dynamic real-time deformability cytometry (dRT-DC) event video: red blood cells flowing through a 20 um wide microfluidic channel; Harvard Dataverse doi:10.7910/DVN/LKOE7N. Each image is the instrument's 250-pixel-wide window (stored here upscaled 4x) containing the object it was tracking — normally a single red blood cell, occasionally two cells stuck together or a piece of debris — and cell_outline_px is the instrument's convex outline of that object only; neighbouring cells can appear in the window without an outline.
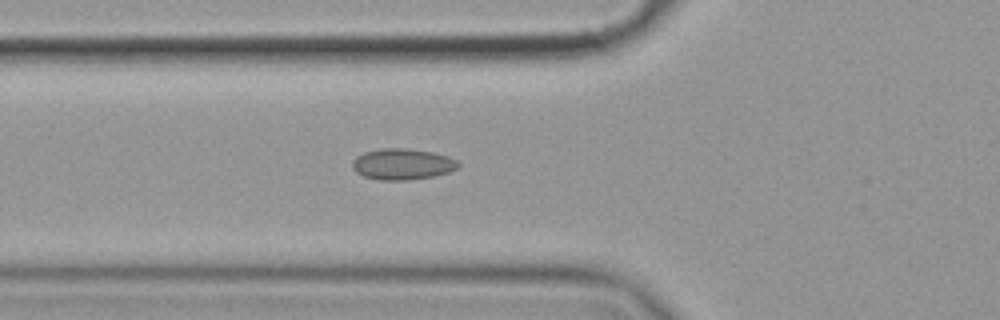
{"species": "common noctule bat (a hibernating species)", "species_latin": "Nyctalus noctula", "temperature_condition": "cold", "stored_images_in_passage": 38, "camera_frame_rate_fps": 3000, "um_per_image_px": 0.085, "animal": {"sex": "female", "body_mass_g": 19.9}, "frame": {"image": 1, "passage_image": 2, "time_ms": 0.333, "image_size_px": [1000, 320], "cell_outline_px": [[460, 164], [456, 168], [448, 172], [432, 176], [408, 180], [380, 180], [364, 176], [356, 172], [352, 168], [352, 160], [356, 156], [364, 152], [380, 148], [404, 148], [432, 152], [448, 156], [456, 160]], "centroid_in_image_um": [34.16, 13.94], "position_along_channel_um": 91.6, "area_um2": 19.13}}
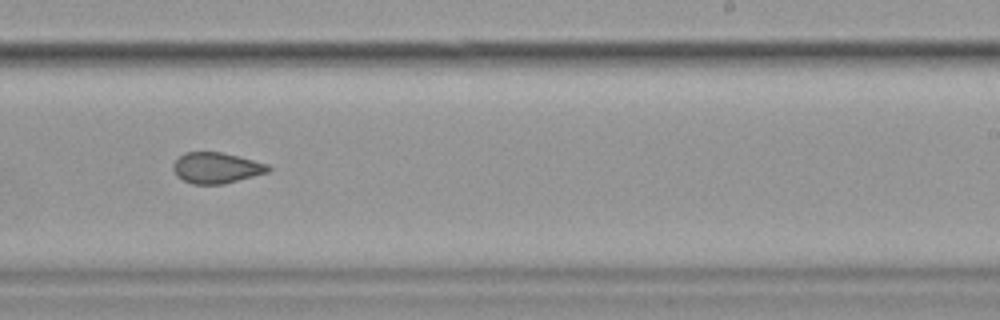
{"frame": {"image": 2, "passage_image": 17, "time_ms": 5.333, "image_size_px": [1000, 320], "cell_outline_px": [[272, 168], [268, 172], [224, 184], [192, 184], [176, 176], [172, 168], [172, 164], [184, 152], [220, 152], [268, 164]], "centroid_in_image_um": [18.36, 14.27], "position_along_channel_um": 270.6, "area_um2": 16.99}}
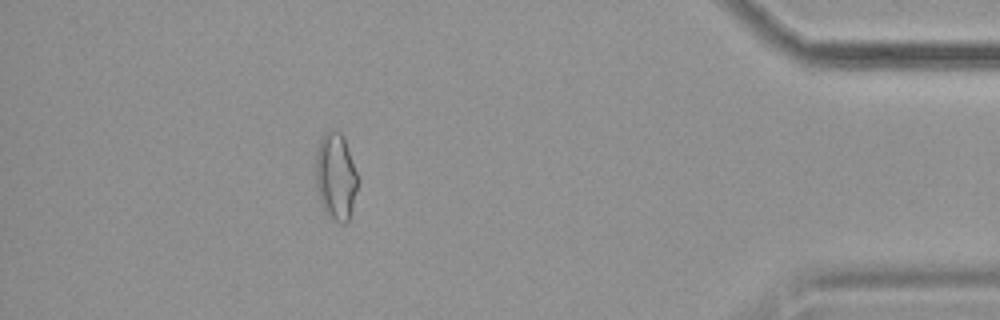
{"frame": {"image": 3, "passage_image": 32, "time_ms": 10.333, "image_size_px": [1000, 320], "cell_outline_px": [[360, 180], [352, 208], [348, 220], [344, 224], [340, 224], [328, 216], [324, 212], [320, 204], [316, 188], [316, 148], [320, 136], [324, 132], [332, 128], [340, 132], [344, 136], [360, 176]], "centroid_in_image_um": [28.55, 14.96], "position_along_channel_um": 406.6, "area_um2": 22.31}}